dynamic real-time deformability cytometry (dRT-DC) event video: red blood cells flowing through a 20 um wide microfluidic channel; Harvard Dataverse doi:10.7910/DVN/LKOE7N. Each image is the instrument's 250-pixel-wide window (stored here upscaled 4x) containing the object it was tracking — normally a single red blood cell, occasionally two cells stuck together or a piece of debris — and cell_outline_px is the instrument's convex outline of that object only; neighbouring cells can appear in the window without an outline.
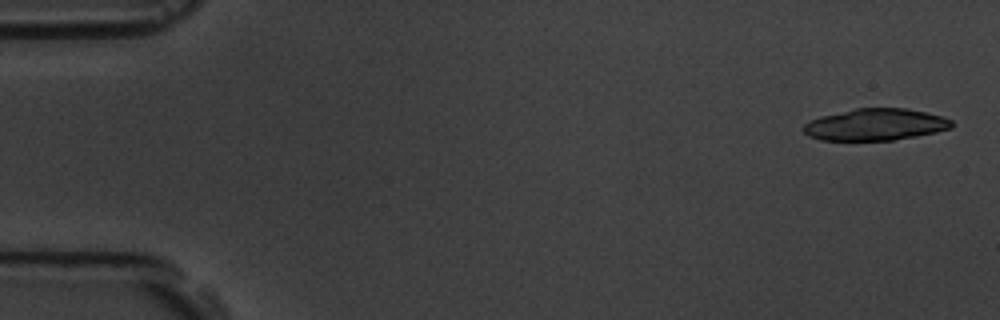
{"species": "common noctule bat (a hibernating species)", "species_latin": "Nyctalus noctula", "temperature_condition": "room temperature", "stored_images_in_passage": 10, "camera_frame_rate_fps": 3000, "um_per_image_px": 0.085, "animal": {"sex": "male", "body_mass_g": 19.5, "forearm_length_mm": 54.6}, "frame": {"image": 1, "passage_image": 1, "time_ms": 0.0, "image_size_px": [1000, 320], "cell_outline_px": [[952, 128], [936, 132], [916, 136], [892, 140], [820, 140], [808, 136], [800, 128], [804, 124], [820, 116], [856, 108], [908, 108], [944, 116], [952, 120]], "centroid_in_image_um": [74.41, 10.58], "position_along_channel_um": 10.6, "area_um2": 27.57}}
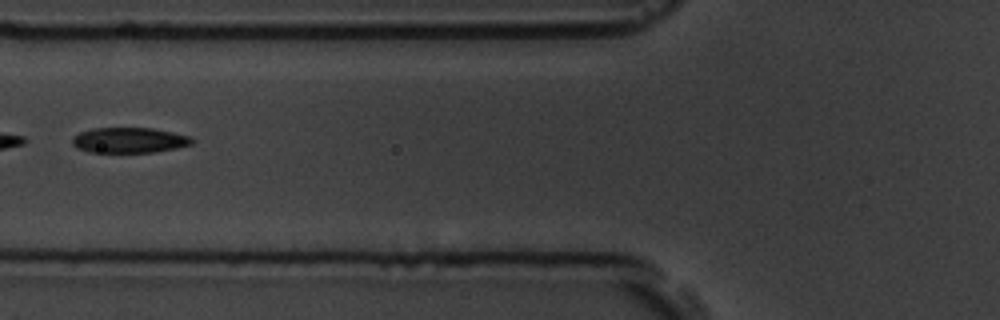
{"frame": {"image": 2, "passage_image": 7, "time_ms": 6.667, "image_size_px": [1000, 320], "cell_outline_px": [[196, 140], [192, 144], [176, 148], [152, 152], [92, 152], [76, 148], [72, 144], [72, 136], [80, 132], [92, 128], [152, 128], [172, 132], [188, 136]], "centroid_in_image_um": [10.97, 11.91], "position_along_channel_um": 114.8, "area_um2": 17.69}}
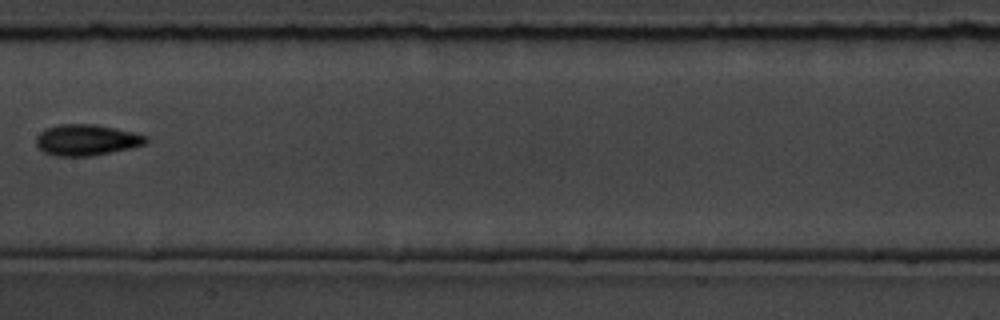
{"frame": {"image": 3, "passage_image": 9, "time_ms": 9.0, "image_size_px": [1000, 320], "cell_outline_px": [[148, 140], [144, 144], [132, 148], [92, 156], [56, 156], [44, 152], [36, 144], [36, 136], [44, 128], [60, 124], [92, 124], [116, 128], [148, 136]], "centroid_in_image_um": [7.35, 11.9], "position_along_channel_um": 200.1, "area_um2": 19.94}}